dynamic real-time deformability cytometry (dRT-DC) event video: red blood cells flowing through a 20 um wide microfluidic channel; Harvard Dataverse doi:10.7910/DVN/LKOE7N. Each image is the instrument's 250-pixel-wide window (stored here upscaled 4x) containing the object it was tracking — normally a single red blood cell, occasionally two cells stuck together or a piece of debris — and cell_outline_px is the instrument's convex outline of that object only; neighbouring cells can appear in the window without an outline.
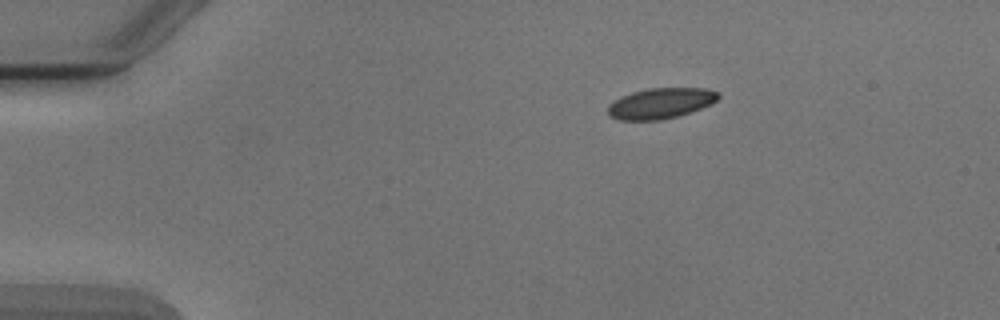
{"species": "Egyptian fruit bat (a non-hibernating species)", "species_latin": "Rousettus aegyptiacus", "temperature_condition": "cold", "stored_images_in_passage": 3, "camera_frame_rate_fps": 3000, "um_per_image_px": 0.085, "animal": {"sex": "male"}, "frame": {"image": 1, "passage_image": 3, "time_ms": 3.0, "image_size_px": [1000, 320], "cell_outline_px": [[720, 96], [712, 104], [676, 116], [660, 120], [620, 120], [608, 116], [608, 104], [620, 96], [632, 92], [648, 88], [704, 88], [720, 92]], "centroid_in_image_um": [56.12, 8.77], "position_along_channel_um": 28.9, "area_um2": 19.71}}